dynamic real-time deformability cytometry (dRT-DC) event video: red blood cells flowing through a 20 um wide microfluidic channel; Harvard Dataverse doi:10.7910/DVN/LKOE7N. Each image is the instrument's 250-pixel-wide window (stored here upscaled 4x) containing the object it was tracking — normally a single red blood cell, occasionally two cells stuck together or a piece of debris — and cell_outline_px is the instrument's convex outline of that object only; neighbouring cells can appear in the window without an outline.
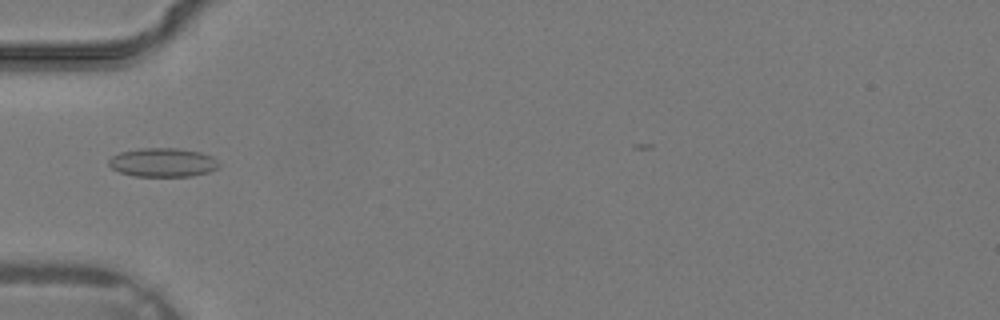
{"species": "common noctule bat (a hibernating species)", "species_latin": "Nyctalus noctula", "temperature_condition": "warm", "stored_images_in_passage": 24, "camera_frame_rate_fps": 3000, "um_per_image_px": 0.085, "animal": {"sex": "male", "body_mass_g": 19.2, "forearm_length_mm": 51.8}, "frame": {"image": 1, "passage_image": 2, "time_ms": 0.333, "image_size_px": [1000, 320], "cell_outline_px": [[220, 168], [208, 172], [192, 176], [132, 176], [120, 172], [112, 168], [108, 164], [108, 160], [112, 156], [120, 152], [140, 148], [176, 148], [200, 152], [212, 156], [220, 164]], "centroid_in_image_um": [13.84, 13.81], "position_along_channel_um": 71.2, "area_um2": 18.61}}
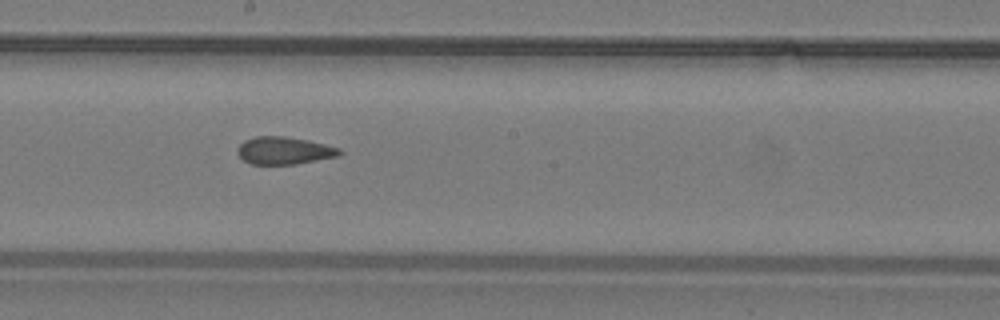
{"frame": {"image": 2, "passage_image": 10, "time_ms": 3.0, "image_size_px": [1000, 320], "cell_outline_px": [[344, 152], [340, 156], [296, 164], [252, 164], [244, 160], [236, 152], [236, 148], [244, 140], [256, 136], [284, 136], [308, 140], [340, 148]], "centroid_in_image_um": [24.17, 12.8], "position_along_channel_um": 224.0, "area_um2": 16.47}}
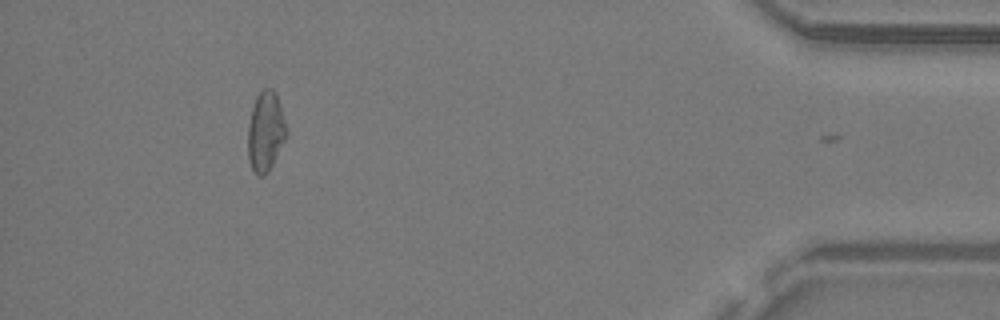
{"frame": {"image": 3, "passage_image": 23, "time_ms": 7.333, "image_size_px": [1000, 320], "cell_outline_px": [[288, 136], [268, 172], [264, 176], [256, 176], [248, 160], [248, 124], [252, 108], [256, 96], [264, 88], [272, 88], [276, 92], [280, 104], [288, 132]], "centroid_in_image_um": [22.58, 11.19], "position_along_channel_um": 412.6, "area_um2": 18.21}}